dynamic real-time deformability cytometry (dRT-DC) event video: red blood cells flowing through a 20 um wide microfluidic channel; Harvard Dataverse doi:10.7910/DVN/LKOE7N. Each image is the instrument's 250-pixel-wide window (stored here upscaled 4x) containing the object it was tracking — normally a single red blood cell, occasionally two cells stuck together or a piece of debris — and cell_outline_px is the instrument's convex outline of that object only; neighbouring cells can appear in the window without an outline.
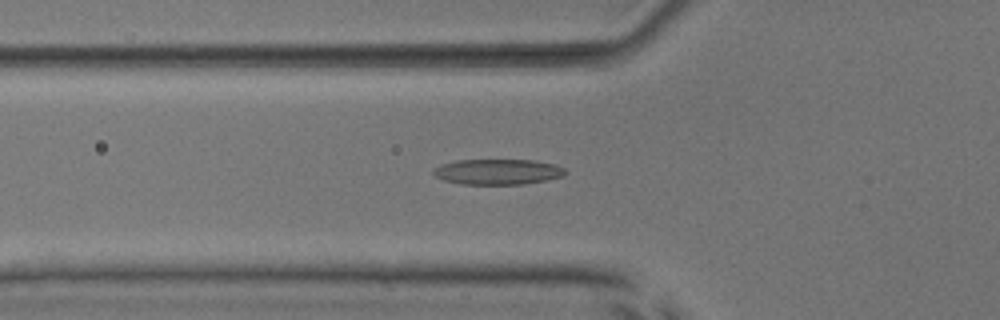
{"species": "common noctule bat (a hibernating species)", "species_latin": "Nyctalus noctula", "temperature_condition": "room temperature", "stored_images_in_passage": 37, "camera_frame_rate_fps": 3000, "um_per_image_px": 0.085, "animal": {"sex": "male", "body_mass_g": 17.9, "forearm_length_mm": 54.2}, "frame": {"image": 1, "passage_image": 4, "time_ms": 1.0, "image_size_px": [1000, 320], "cell_outline_px": [[568, 172], [564, 176], [548, 180], [524, 184], [460, 184], [444, 180], [436, 176], [432, 172], [440, 164], [456, 160], [536, 160], [556, 164], [564, 168]], "centroid_in_image_um": [42.36, 14.6], "position_along_channel_um": 83.4, "area_um2": 19.77}}
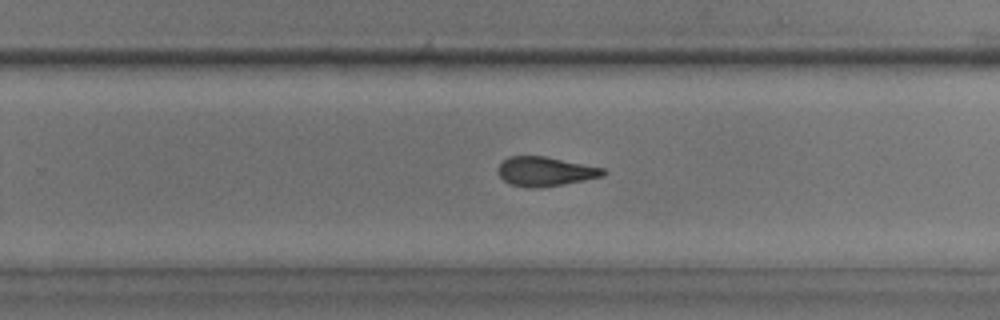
{"frame": {"image": 2, "passage_image": 19, "time_ms": 6.0, "image_size_px": [1000, 320], "cell_outline_px": [[604, 176], [584, 180], [536, 188], [528, 188], [508, 184], [496, 172], [496, 168], [508, 156], [544, 156], [604, 168]], "centroid_in_image_um": [46.28, 14.57], "position_along_channel_um": 283.5, "area_um2": 17.86}}
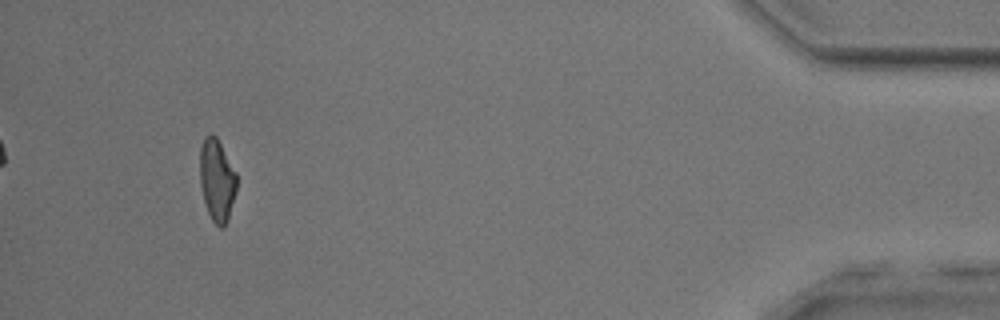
{"frame": {"image": 3, "passage_image": 34, "time_ms": 11.0, "image_size_px": [1000, 320], "cell_outline_px": [[236, 192], [228, 220], [224, 228], [220, 228], [212, 220], [208, 212], [204, 200], [200, 184], [200, 148], [204, 136], [208, 132], [212, 132], [216, 136], [236, 172]], "centroid_in_image_um": [18.43, 15.29], "position_along_channel_um": 416.8, "area_um2": 17.74}, "authors_computed_cell_mechanics": {"area_um2": 18.3804, "velocity_mm_per_s": 4.0041, "shape_relaxation_time_tau1_ms": 4.6348, "shape_relaxation_time_tau2_ms": 2.9697, "deformation_change_tau1": 0.167, "deformation_change_tau2": 0.1242}}